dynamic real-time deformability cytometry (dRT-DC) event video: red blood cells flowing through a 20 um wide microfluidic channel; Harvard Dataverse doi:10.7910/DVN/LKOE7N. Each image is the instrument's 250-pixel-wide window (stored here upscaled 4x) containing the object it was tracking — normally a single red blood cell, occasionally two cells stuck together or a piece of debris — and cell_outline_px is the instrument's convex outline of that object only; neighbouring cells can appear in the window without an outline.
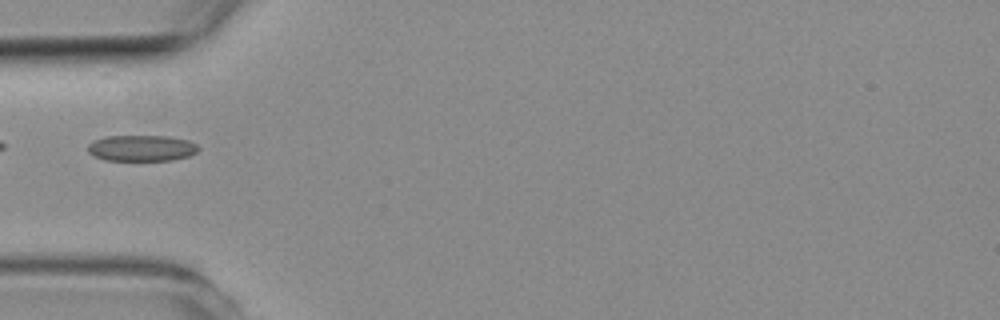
{"species": "common noctule bat (a hibernating species)", "species_latin": "Nyctalus noctula", "temperature_condition": "room temperature", "stored_images_in_passage": 2, "camera_frame_rate_fps": 3000, "um_per_image_px": 0.085, "animal": {"sex": "female", "body_mass_g": 19.3, "forearm_length_mm": 54.1}, "frame": {"image": 1, "passage_image": 1, "time_ms": 0.0, "image_size_px": [1000, 320], "cell_outline_px": [[200, 148], [196, 152], [188, 156], [172, 160], [104, 160], [88, 152], [88, 144], [92, 140], [108, 136], [168, 136], [188, 140], [196, 144]], "centroid_in_image_um": [12.03, 12.58], "position_along_channel_um": 73.0, "area_um2": 16.76}}
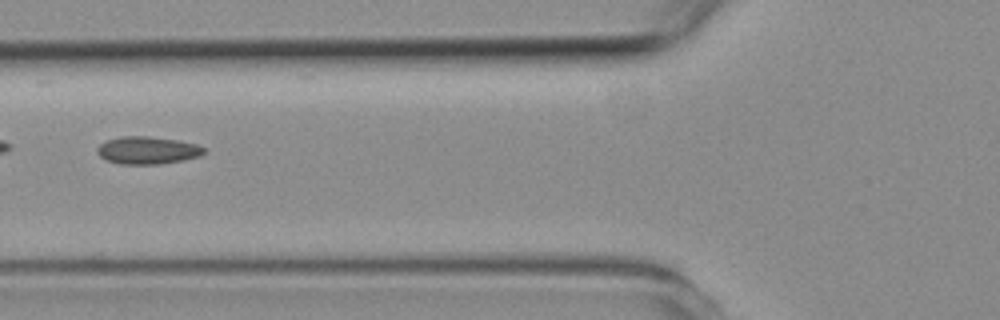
{"frame": {"image": 2, "passage_image": 2, "time_ms": 1.0, "image_size_px": [1000, 320], "cell_outline_px": [[204, 152], [200, 156], [160, 164], [120, 164], [108, 160], [100, 156], [96, 152], [96, 148], [100, 144], [108, 140], [120, 136], [148, 136], [176, 140], [196, 144], [204, 148]], "centroid_in_image_um": [12.5, 12.77], "position_along_channel_um": 113.3, "area_um2": 16.94}}